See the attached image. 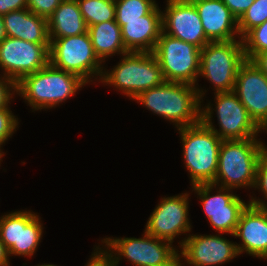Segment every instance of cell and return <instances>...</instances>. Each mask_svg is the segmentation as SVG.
Returning <instances> with one entry per match:
<instances>
[{
  "label": "cell",
  "instance_id": "1",
  "mask_svg": "<svg viewBox=\"0 0 267 266\" xmlns=\"http://www.w3.org/2000/svg\"><path fill=\"white\" fill-rule=\"evenodd\" d=\"M204 95L205 92L197 86L165 81L140 93L133 100L174 123L179 129L201 121V103Z\"/></svg>",
  "mask_w": 267,
  "mask_h": 266
},
{
  "label": "cell",
  "instance_id": "2",
  "mask_svg": "<svg viewBox=\"0 0 267 266\" xmlns=\"http://www.w3.org/2000/svg\"><path fill=\"white\" fill-rule=\"evenodd\" d=\"M87 84L79 76L56 68L50 62L16 83V91L37 111L59 106Z\"/></svg>",
  "mask_w": 267,
  "mask_h": 266
},
{
  "label": "cell",
  "instance_id": "3",
  "mask_svg": "<svg viewBox=\"0 0 267 266\" xmlns=\"http://www.w3.org/2000/svg\"><path fill=\"white\" fill-rule=\"evenodd\" d=\"M266 149L256 138L222 140L213 184L231 189L254 188L258 161Z\"/></svg>",
  "mask_w": 267,
  "mask_h": 266
},
{
  "label": "cell",
  "instance_id": "4",
  "mask_svg": "<svg viewBox=\"0 0 267 266\" xmlns=\"http://www.w3.org/2000/svg\"><path fill=\"white\" fill-rule=\"evenodd\" d=\"M183 160L190 173L191 185L215 181L222 139L202 121L179 128Z\"/></svg>",
  "mask_w": 267,
  "mask_h": 266
},
{
  "label": "cell",
  "instance_id": "5",
  "mask_svg": "<svg viewBox=\"0 0 267 266\" xmlns=\"http://www.w3.org/2000/svg\"><path fill=\"white\" fill-rule=\"evenodd\" d=\"M104 250L97 246L109 259L111 266H117L121 257L134 266H172L179 259V250L172 243L158 239L146 231L142 238H104Z\"/></svg>",
  "mask_w": 267,
  "mask_h": 266
},
{
  "label": "cell",
  "instance_id": "6",
  "mask_svg": "<svg viewBox=\"0 0 267 266\" xmlns=\"http://www.w3.org/2000/svg\"><path fill=\"white\" fill-rule=\"evenodd\" d=\"M111 71L102 72L103 84L114 86L130 99L165 82L162 70L153 53L128 52Z\"/></svg>",
  "mask_w": 267,
  "mask_h": 266
},
{
  "label": "cell",
  "instance_id": "7",
  "mask_svg": "<svg viewBox=\"0 0 267 266\" xmlns=\"http://www.w3.org/2000/svg\"><path fill=\"white\" fill-rule=\"evenodd\" d=\"M215 109L211 102L201 107V121L212 129L222 140H244L258 138L262 129L250 117L244 105L232 92H214ZM217 114L219 130L213 126V110ZM213 113V114H212Z\"/></svg>",
  "mask_w": 267,
  "mask_h": 266
},
{
  "label": "cell",
  "instance_id": "8",
  "mask_svg": "<svg viewBox=\"0 0 267 266\" xmlns=\"http://www.w3.org/2000/svg\"><path fill=\"white\" fill-rule=\"evenodd\" d=\"M246 60L243 40L209 42L201 49L199 75L216 92H232L241 64Z\"/></svg>",
  "mask_w": 267,
  "mask_h": 266
},
{
  "label": "cell",
  "instance_id": "9",
  "mask_svg": "<svg viewBox=\"0 0 267 266\" xmlns=\"http://www.w3.org/2000/svg\"><path fill=\"white\" fill-rule=\"evenodd\" d=\"M49 62L56 68L79 76L87 84L93 81L94 76L95 79L99 76L100 80L105 68L94 52L88 32L53 39L50 42Z\"/></svg>",
  "mask_w": 267,
  "mask_h": 266
},
{
  "label": "cell",
  "instance_id": "10",
  "mask_svg": "<svg viewBox=\"0 0 267 266\" xmlns=\"http://www.w3.org/2000/svg\"><path fill=\"white\" fill-rule=\"evenodd\" d=\"M153 54L165 81L198 85L200 48L161 32Z\"/></svg>",
  "mask_w": 267,
  "mask_h": 266
},
{
  "label": "cell",
  "instance_id": "11",
  "mask_svg": "<svg viewBox=\"0 0 267 266\" xmlns=\"http://www.w3.org/2000/svg\"><path fill=\"white\" fill-rule=\"evenodd\" d=\"M213 188L218 187L213 183H203L193 185L192 191L199 196L204 213L214 230L218 234L234 236L241 213L249 202L241 200L231 188L219 187L216 195H212Z\"/></svg>",
  "mask_w": 267,
  "mask_h": 266
},
{
  "label": "cell",
  "instance_id": "12",
  "mask_svg": "<svg viewBox=\"0 0 267 266\" xmlns=\"http://www.w3.org/2000/svg\"><path fill=\"white\" fill-rule=\"evenodd\" d=\"M50 44L31 43L6 37L0 42V69L15 83L49 63Z\"/></svg>",
  "mask_w": 267,
  "mask_h": 266
},
{
  "label": "cell",
  "instance_id": "13",
  "mask_svg": "<svg viewBox=\"0 0 267 266\" xmlns=\"http://www.w3.org/2000/svg\"><path fill=\"white\" fill-rule=\"evenodd\" d=\"M40 217L31 211H15L0 217V239L8 249L9 257H32L43 234Z\"/></svg>",
  "mask_w": 267,
  "mask_h": 266
},
{
  "label": "cell",
  "instance_id": "14",
  "mask_svg": "<svg viewBox=\"0 0 267 266\" xmlns=\"http://www.w3.org/2000/svg\"><path fill=\"white\" fill-rule=\"evenodd\" d=\"M189 193L163 197L148 218L145 231L171 243L180 234L187 235L191 231L189 215ZM186 233V234H185Z\"/></svg>",
  "mask_w": 267,
  "mask_h": 266
},
{
  "label": "cell",
  "instance_id": "15",
  "mask_svg": "<svg viewBox=\"0 0 267 266\" xmlns=\"http://www.w3.org/2000/svg\"><path fill=\"white\" fill-rule=\"evenodd\" d=\"M233 92L250 117L267 132V76L251 60L239 67Z\"/></svg>",
  "mask_w": 267,
  "mask_h": 266
},
{
  "label": "cell",
  "instance_id": "16",
  "mask_svg": "<svg viewBox=\"0 0 267 266\" xmlns=\"http://www.w3.org/2000/svg\"><path fill=\"white\" fill-rule=\"evenodd\" d=\"M179 242L182 258L190 266H218L239 256L236 242L221 235H190Z\"/></svg>",
  "mask_w": 267,
  "mask_h": 266
},
{
  "label": "cell",
  "instance_id": "17",
  "mask_svg": "<svg viewBox=\"0 0 267 266\" xmlns=\"http://www.w3.org/2000/svg\"><path fill=\"white\" fill-rule=\"evenodd\" d=\"M162 11V32L202 49L206 38L199 13L191 0H166Z\"/></svg>",
  "mask_w": 267,
  "mask_h": 266
},
{
  "label": "cell",
  "instance_id": "18",
  "mask_svg": "<svg viewBox=\"0 0 267 266\" xmlns=\"http://www.w3.org/2000/svg\"><path fill=\"white\" fill-rule=\"evenodd\" d=\"M234 237L239 255L246 252L250 256L267 259V208L248 204L241 213Z\"/></svg>",
  "mask_w": 267,
  "mask_h": 266
},
{
  "label": "cell",
  "instance_id": "19",
  "mask_svg": "<svg viewBox=\"0 0 267 266\" xmlns=\"http://www.w3.org/2000/svg\"><path fill=\"white\" fill-rule=\"evenodd\" d=\"M128 52L153 53L162 32V11L158 4L142 20H116Z\"/></svg>",
  "mask_w": 267,
  "mask_h": 266
},
{
  "label": "cell",
  "instance_id": "20",
  "mask_svg": "<svg viewBox=\"0 0 267 266\" xmlns=\"http://www.w3.org/2000/svg\"><path fill=\"white\" fill-rule=\"evenodd\" d=\"M210 42L235 40L239 35L238 20L222 0H191Z\"/></svg>",
  "mask_w": 267,
  "mask_h": 266
},
{
  "label": "cell",
  "instance_id": "21",
  "mask_svg": "<svg viewBox=\"0 0 267 266\" xmlns=\"http://www.w3.org/2000/svg\"><path fill=\"white\" fill-rule=\"evenodd\" d=\"M7 37L31 43L50 44L48 19L26 9L11 11L2 16Z\"/></svg>",
  "mask_w": 267,
  "mask_h": 266
},
{
  "label": "cell",
  "instance_id": "22",
  "mask_svg": "<svg viewBox=\"0 0 267 266\" xmlns=\"http://www.w3.org/2000/svg\"><path fill=\"white\" fill-rule=\"evenodd\" d=\"M50 42L55 38L78 36L88 32L77 0H62L48 18Z\"/></svg>",
  "mask_w": 267,
  "mask_h": 266
},
{
  "label": "cell",
  "instance_id": "23",
  "mask_svg": "<svg viewBox=\"0 0 267 266\" xmlns=\"http://www.w3.org/2000/svg\"><path fill=\"white\" fill-rule=\"evenodd\" d=\"M88 33L94 52L103 63L109 56L128 53L122 39L121 27L116 20L89 26Z\"/></svg>",
  "mask_w": 267,
  "mask_h": 266
},
{
  "label": "cell",
  "instance_id": "24",
  "mask_svg": "<svg viewBox=\"0 0 267 266\" xmlns=\"http://www.w3.org/2000/svg\"><path fill=\"white\" fill-rule=\"evenodd\" d=\"M87 26L115 20L114 0H77Z\"/></svg>",
  "mask_w": 267,
  "mask_h": 266
},
{
  "label": "cell",
  "instance_id": "25",
  "mask_svg": "<svg viewBox=\"0 0 267 266\" xmlns=\"http://www.w3.org/2000/svg\"><path fill=\"white\" fill-rule=\"evenodd\" d=\"M115 20H142L157 4L155 0H114Z\"/></svg>",
  "mask_w": 267,
  "mask_h": 266
},
{
  "label": "cell",
  "instance_id": "26",
  "mask_svg": "<svg viewBox=\"0 0 267 266\" xmlns=\"http://www.w3.org/2000/svg\"><path fill=\"white\" fill-rule=\"evenodd\" d=\"M267 20V0H255L238 19L239 35L242 39L251 29Z\"/></svg>",
  "mask_w": 267,
  "mask_h": 266
},
{
  "label": "cell",
  "instance_id": "27",
  "mask_svg": "<svg viewBox=\"0 0 267 266\" xmlns=\"http://www.w3.org/2000/svg\"><path fill=\"white\" fill-rule=\"evenodd\" d=\"M242 40L247 60H252L258 53L267 51V20L251 29Z\"/></svg>",
  "mask_w": 267,
  "mask_h": 266
},
{
  "label": "cell",
  "instance_id": "28",
  "mask_svg": "<svg viewBox=\"0 0 267 266\" xmlns=\"http://www.w3.org/2000/svg\"><path fill=\"white\" fill-rule=\"evenodd\" d=\"M255 189H259L261 193H263L264 199L261 200L255 197H251V200L248 201L250 204L267 208V149L262 153L258 165H257V174H256V182H255Z\"/></svg>",
  "mask_w": 267,
  "mask_h": 266
},
{
  "label": "cell",
  "instance_id": "29",
  "mask_svg": "<svg viewBox=\"0 0 267 266\" xmlns=\"http://www.w3.org/2000/svg\"><path fill=\"white\" fill-rule=\"evenodd\" d=\"M18 118L12 113L10 107L0 109V149L18 127Z\"/></svg>",
  "mask_w": 267,
  "mask_h": 266
},
{
  "label": "cell",
  "instance_id": "30",
  "mask_svg": "<svg viewBox=\"0 0 267 266\" xmlns=\"http://www.w3.org/2000/svg\"><path fill=\"white\" fill-rule=\"evenodd\" d=\"M62 0H27V9L37 16L48 19Z\"/></svg>",
  "mask_w": 267,
  "mask_h": 266
},
{
  "label": "cell",
  "instance_id": "31",
  "mask_svg": "<svg viewBox=\"0 0 267 266\" xmlns=\"http://www.w3.org/2000/svg\"><path fill=\"white\" fill-rule=\"evenodd\" d=\"M16 91V83L8 77H0V109L8 107Z\"/></svg>",
  "mask_w": 267,
  "mask_h": 266
},
{
  "label": "cell",
  "instance_id": "32",
  "mask_svg": "<svg viewBox=\"0 0 267 266\" xmlns=\"http://www.w3.org/2000/svg\"><path fill=\"white\" fill-rule=\"evenodd\" d=\"M237 20L253 4L255 0H222Z\"/></svg>",
  "mask_w": 267,
  "mask_h": 266
},
{
  "label": "cell",
  "instance_id": "33",
  "mask_svg": "<svg viewBox=\"0 0 267 266\" xmlns=\"http://www.w3.org/2000/svg\"><path fill=\"white\" fill-rule=\"evenodd\" d=\"M27 8V0H0V15Z\"/></svg>",
  "mask_w": 267,
  "mask_h": 266
},
{
  "label": "cell",
  "instance_id": "34",
  "mask_svg": "<svg viewBox=\"0 0 267 266\" xmlns=\"http://www.w3.org/2000/svg\"><path fill=\"white\" fill-rule=\"evenodd\" d=\"M88 263L85 266H111L109 259L96 246L94 252L90 256Z\"/></svg>",
  "mask_w": 267,
  "mask_h": 266
},
{
  "label": "cell",
  "instance_id": "35",
  "mask_svg": "<svg viewBox=\"0 0 267 266\" xmlns=\"http://www.w3.org/2000/svg\"><path fill=\"white\" fill-rule=\"evenodd\" d=\"M251 61L267 76V51L258 53Z\"/></svg>",
  "mask_w": 267,
  "mask_h": 266
},
{
  "label": "cell",
  "instance_id": "36",
  "mask_svg": "<svg viewBox=\"0 0 267 266\" xmlns=\"http://www.w3.org/2000/svg\"><path fill=\"white\" fill-rule=\"evenodd\" d=\"M8 249L0 239V266H10Z\"/></svg>",
  "mask_w": 267,
  "mask_h": 266
},
{
  "label": "cell",
  "instance_id": "37",
  "mask_svg": "<svg viewBox=\"0 0 267 266\" xmlns=\"http://www.w3.org/2000/svg\"><path fill=\"white\" fill-rule=\"evenodd\" d=\"M6 36V32H5V27L3 24V19H2V15H0V42L5 39Z\"/></svg>",
  "mask_w": 267,
  "mask_h": 266
},
{
  "label": "cell",
  "instance_id": "38",
  "mask_svg": "<svg viewBox=\"0 0 267 266\" xmlns=\"http://www.w3.org/2000/svg\"><path fill=\"white\" fill-rule=\"evenodd\" d=\"M184 263H181V260L178 259L172 266H183Z\"/></svg>",
  "mask_w": 267,
  "mask_h": 266
},
{
  "label": "cell",
  "instance_id": "39",
  "mask_svg": "<svg viewBox=\"0 0 267 266\" xmlns=\"http://www.w3.org/2000/svg\"><path fill=\"white\" fill-rule=\"evenodd\" d=\"M5 154H4V152L0 149V164H1V161H2V156H4Z\"/></svg>",
  "mask_w": 267,
  "mask_h": 266
},
{
  "label": "cell",
  "instance_id": "40",
  "mask_svg": "<svg viewBox=\"0 0 267 266\" xmlns=\"http://www.w3.org/2000/svg\"><path fill=\"white\" fill-rule=\"evenodd\" d=\"M37 266H57V265H54V264H42V265H37Z\"/></svg>",
  "mask_w": 267,
  "mask_h": 266
}]
</instances>
